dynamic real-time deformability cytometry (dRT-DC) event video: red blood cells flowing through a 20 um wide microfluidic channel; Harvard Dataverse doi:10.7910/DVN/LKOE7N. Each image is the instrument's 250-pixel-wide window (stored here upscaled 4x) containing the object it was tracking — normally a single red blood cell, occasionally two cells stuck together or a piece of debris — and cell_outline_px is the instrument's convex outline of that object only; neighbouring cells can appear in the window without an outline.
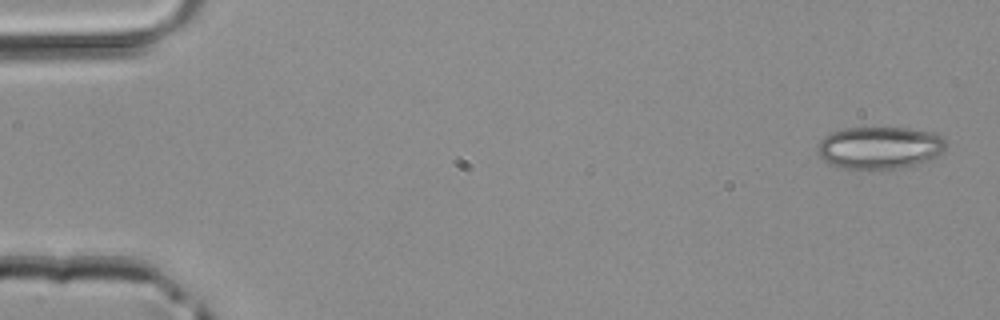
{"species": "common noctule bat (a hibernating species)", "species_latin": "Nyctalus noctula", "temperature_condition": "room temperature", "stored_images_in_passage": 4, "camera_frame_rate_fps": 3000, "um_per_image_px": 0.085, "animal": {"sex": "male", "body_mass_g": 20.4}, "frame": {"image": 1, "passage_image": 1, "time_ms": 0.0, "image_size_px": [1000, 320], "cell_outline_px": [[948, 144], [944, 152], [932, 160], [900, 168], [844, 168], [832, 164], [824, 160], [816, 152], [816, 144], [824, 136], [832, 132], [844, 128], [908, 128], [928, 132], [944, 136]], "centroid_in_image_um": [74.8, 12.54], "position_along_channel_um": 10.2, "area_um2": 31.85}}